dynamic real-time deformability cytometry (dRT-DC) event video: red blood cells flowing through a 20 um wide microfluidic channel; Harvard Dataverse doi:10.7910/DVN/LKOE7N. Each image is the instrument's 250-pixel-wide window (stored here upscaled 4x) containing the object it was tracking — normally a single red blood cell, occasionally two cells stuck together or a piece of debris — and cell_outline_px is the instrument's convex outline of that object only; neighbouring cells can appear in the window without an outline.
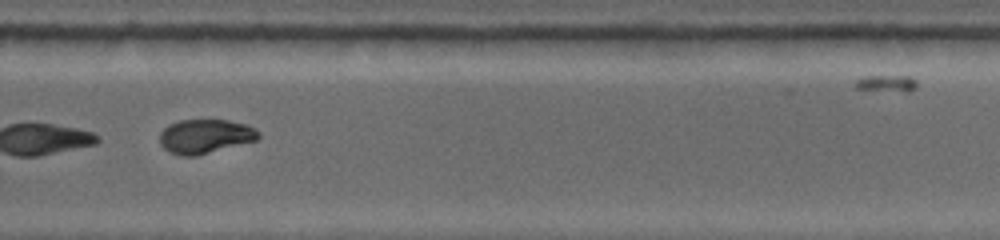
{"species": "common noctule bat (a hibernating species)", "species_latin": "Nyctalus noctula", "temperature_condition": "warm", "stored_images_in_passage": 23, "camera_frame_rate_fps": 5000, "um_per_image_px": 0.085, "animal": {"sex": "female", "body_mass_g": 19.0, "forearm_length_mm": 53.3}, "frame": {"image": 1, "passage_image": 17, "time_ms": 6.4, "image_size_px": [1000, 240], "cell_outline_px": [[260, 136], [256, 140], [196, 156], [180, 156], [168, 152], [160, 144], [160, 132], [168, 124], [180, 120], [228, 120], [244, 124], [260, 132]], "centroid_in_image_um": [17.39, 11.59], "position_along_channel_um": 312.4, "area_um2": 19.59}}